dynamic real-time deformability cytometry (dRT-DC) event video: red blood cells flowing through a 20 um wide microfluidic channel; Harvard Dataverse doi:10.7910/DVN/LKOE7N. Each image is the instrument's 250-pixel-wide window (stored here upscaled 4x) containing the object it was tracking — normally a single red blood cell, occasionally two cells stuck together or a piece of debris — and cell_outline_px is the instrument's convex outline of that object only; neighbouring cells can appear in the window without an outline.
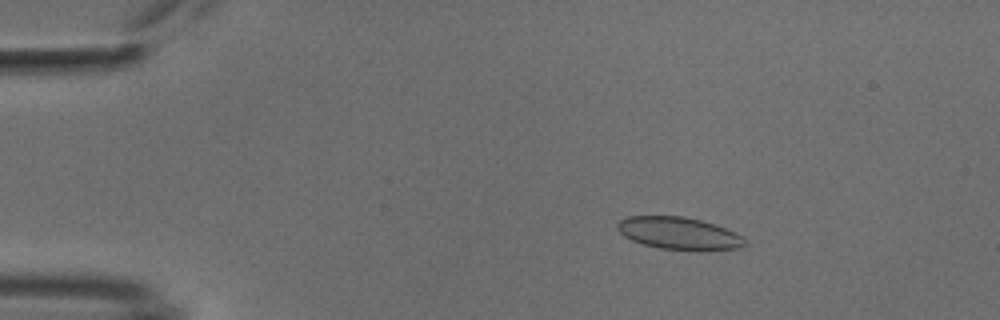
{"species": "common noctule bat (a hibernating species)", "species_latin": "Nyctalus noctula", "temperature_condition": "cold", "stored_images_in_passage": 53, "camera_frame_rate_fps": 3000, "um_per_image_px": 0.085, "animal": {"sex": "male", "body_mass_g": 18.8}, "frame": {"image": 1, "passage_image": 9, "time_ms": 2.667, "image_size_px": [1000, 320], "cell_outline_px": [[748, 244], [740, 248], [704, 252], [696, 252], [660, 248], [644, 244], [632, 240], [624, 236], [616, 228], [616, 224], [620, 220], [628, 216], [684, 216], [700, 220], [736, 232], [744, 236]], "centroid_in_image_um": [57.77, 19.86], "position_along_channel_um": 27.2, "area_um2": 24.57}}
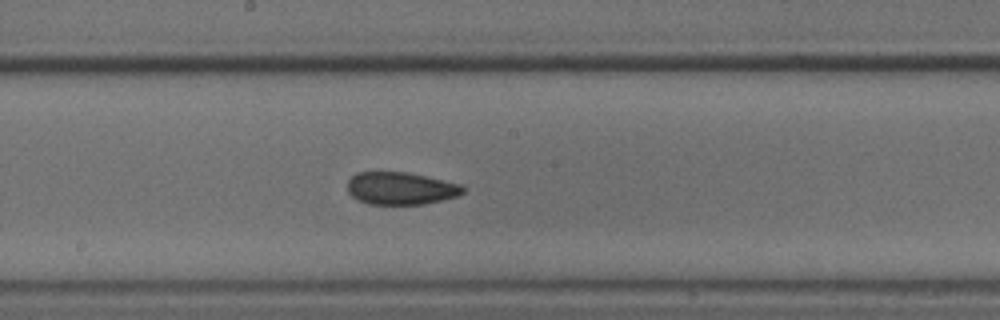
{"frame": {"image": 2, "passage_image": 29, "time_ms": 9.333, "image_size_px": [1000, 320], "cell_outline_px": [[464, 192], [456, 196], [424, 204], [368, 204], [352, 196], [348, 192], [348, 180], [356, 172], [408, 172], [460, 184], [464, 188]], "centroid_in_image_um": [34.03, 16.0], "position_along_channel_um": 214.2, "area_um2": 21.68}}
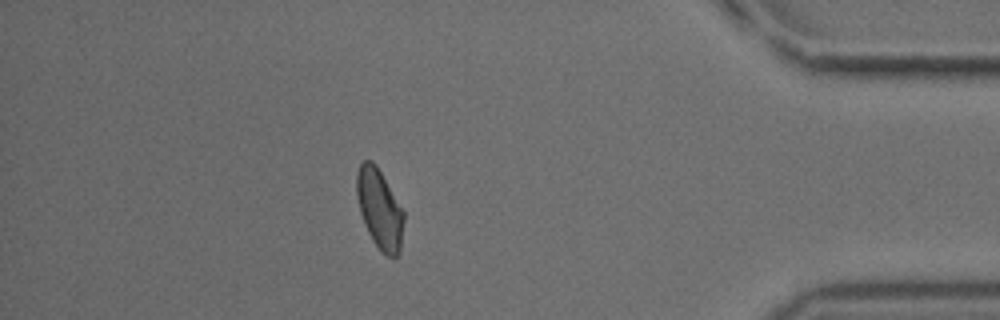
{"frame": {"image": 3, "passage_image": 47, "time_ms": 15.333, "image_size_px": [1000, 320], "cell_outline_px": [[404, 220], [400, 252], [396, 256], [388, 256], [380, 252], [372, 240], [364, 224], [360, 212], [356, 196], [356, 172], [360, 164], [364, 160], [372, 160], [376, 164], [404, 212]], "centroid_in_image_um": [32.25, 17.76], "position_along_channel_um": 403.0, "area_um2": 21.96}, "authors_computed_cell_mechanics": {"area_um2": 22.5998, "velocity_mm_per_s": 3.786, "shape_relaxation_time_tau1_ms": null, "shape_relaxation_time_tau2_ms": 2.2413, "deformation_change_tau1": null, "deformation_change_tau2": 0.08}}